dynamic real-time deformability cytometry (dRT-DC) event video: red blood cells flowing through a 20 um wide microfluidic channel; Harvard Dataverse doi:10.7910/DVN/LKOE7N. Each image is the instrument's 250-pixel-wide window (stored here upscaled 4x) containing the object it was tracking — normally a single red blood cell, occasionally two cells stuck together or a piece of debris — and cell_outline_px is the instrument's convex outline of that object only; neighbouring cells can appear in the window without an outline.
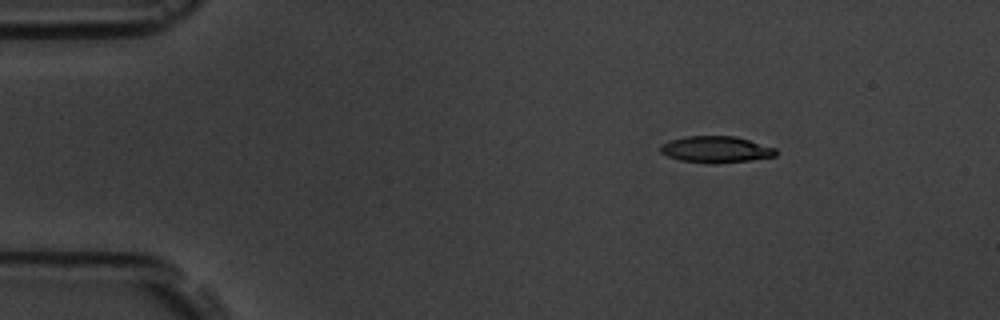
{"species": "common noctule bat (a hibernating species)", "species_latin": "Nyctalus noctula", "temperature_condition": "room temperature", "stored_images_in_passage": 6, "camera_frame_rate_fps": 3000, "um_per_image_px": 0.085, "animal": {"sex": "male", "body_mass_g": 19.5, "forearm_length_mm": 54.6}, "frame": {"image": 1, "passage_image": 3, "time_ms": 2.333, "image_size_px": [1000, 320], "cell_outline_px": [[776, 156], [752, 160], [708, 164], [680, 160], [668, 156], [660, 152], [660, 144], [684, 136], [736, 136], [776, 148]], "centroid_in_image_um": [60.85, 12.7], "position_along_channel_um": 24.2, "area_um2": 17.86}}
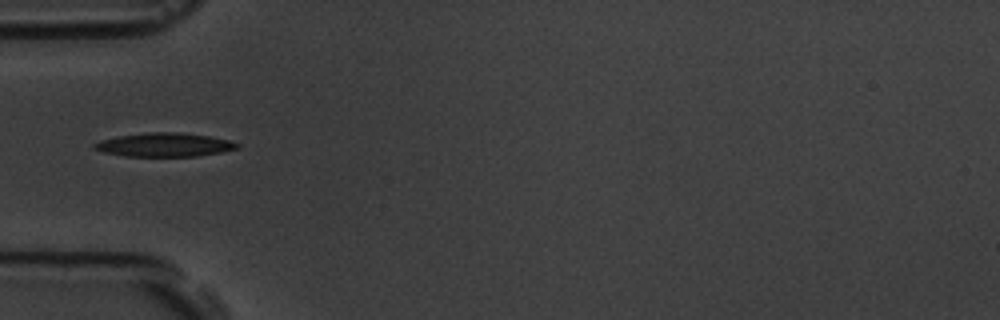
{"frame": {"image": 2, "passage_image": 6, "time_ms": 5.667, "image_size_px": [1000, 320], "cell_outline_px": [[240, 148], [220, 152], [196, 156], [124, 156], [104, 152], [92, 148], [92, 144], [100, 140], [116, 136], [148, 132], [180, 132], [208, 136], [228, 140], [240, 144]], "centroid_in_image_um": [13.94, 12.3], "position_along_channel_um": 71.1, "area_um2": 19.77}}